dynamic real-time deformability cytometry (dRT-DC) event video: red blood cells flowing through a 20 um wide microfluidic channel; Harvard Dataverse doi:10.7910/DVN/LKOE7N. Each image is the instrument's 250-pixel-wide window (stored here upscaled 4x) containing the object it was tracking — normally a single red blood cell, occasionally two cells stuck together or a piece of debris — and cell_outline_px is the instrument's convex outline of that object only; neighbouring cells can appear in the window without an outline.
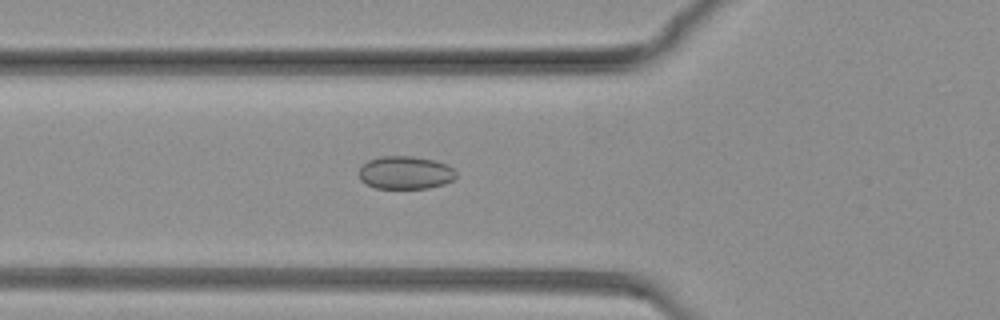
{"species": "common noctule bat (a hibernating species)", "species_latin": "Nyctalus noctula", "temperature_condition": "warm", "stored_images_in_passage": 68, "camera_frame_rate_fps": 3000, "um_per_image_px": 0.085, "animal": {"sex": "female", "body_mass_g": 19.3, "forearm_length_mm": 54.1}, "frame": {"image": 1, "passage_image": 17, "time_ms": 5.333, "image_size_px": [1000, 320], "cell_outline_px": [[456, 176], [452, 180], [444, 184], [428, 188], [376, 188], [360, 180], [360, 168], [368, 160], [380, 156], [412, 156], [432, 160], [448, 164], [456, 172]], "centroid_in_image_um": [34.47, 14.67], "position_along_channel_um": 91.3, "area_um2": 18.55}}
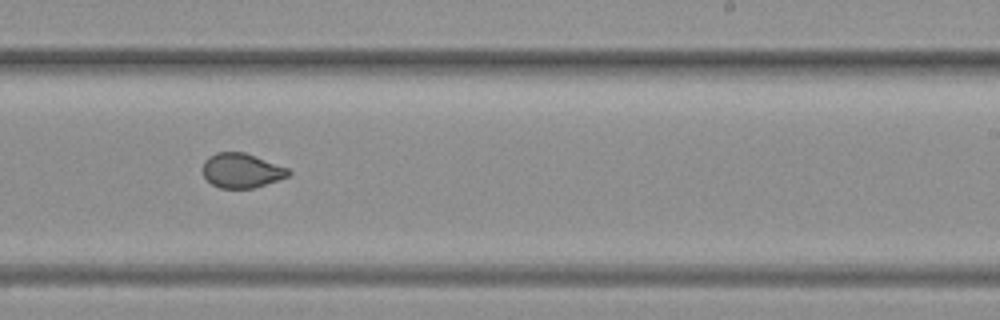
{"frame": {"image": 2, "passage_image": 38, "time_ms": 12.333, "image_size_px": [1000, 320], "cell_outline_px": [[292, 172], [288, 176], [252, 188], [220, 188], [212, 184], [204, 176], [200, 168], [204, 160], [208, 156], [216, 152], [244, 152], [288, 168]], "centroid_in_image_um": [20.47, 14.48], "position_along_channel_um": 268.5, "area_um2": 17.22}}
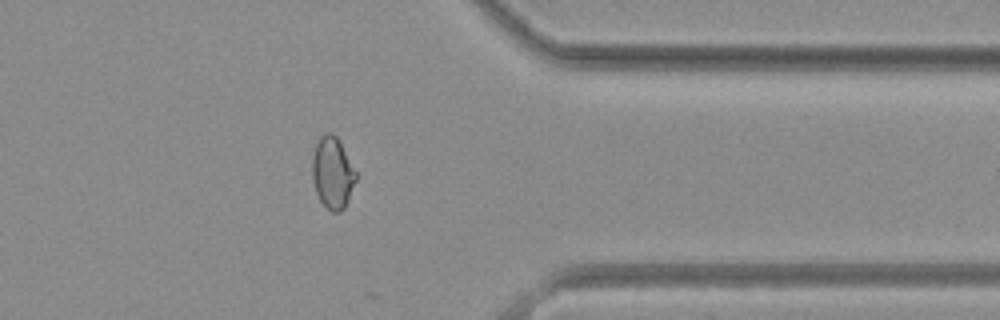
{"frame": {"image": 3, "passage_image": 53, "time_ms": 17.333, "image_size_px": [1000, 320], "cell_outline_px": [[356, 180], [344, 208], [340, 212], [332, 212], [320, 200], [316, 192], [312, 176], [312, 156], [316, 144], [320, 136], [324, 132], [332, 132], [336, 136], [356, 172]], "centroid_in_image_um": [28.24, 14.67], "position_along_channel_um": 383.2, "area_um2": 17.98}}